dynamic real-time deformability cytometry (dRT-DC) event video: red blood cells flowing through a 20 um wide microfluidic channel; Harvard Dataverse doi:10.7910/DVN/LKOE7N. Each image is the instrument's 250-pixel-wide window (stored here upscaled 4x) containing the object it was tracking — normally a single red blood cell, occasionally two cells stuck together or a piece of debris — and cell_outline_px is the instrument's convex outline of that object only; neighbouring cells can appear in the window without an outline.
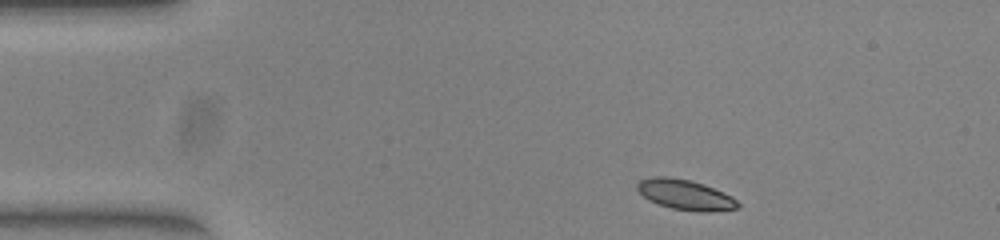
{"species": "common noctule bat (a hibernating species)", "species_latin": "Nyctalus noctula", "temperature_condition": "warm", "stored_images_in_passage": 45, "camera_frame_rate_fps": 3000, "um_per_image_px": 0.085, "animal": {"sex": "female", "body_mass_g": 23.0, "forearm_length_mm": 53.4}, "frame": {"image": 1, "passage_image": 1, "time_ms": 0.0, "image_size_px": [1000, 240], "cell_outline_px": [[736, 204], [732, 208], [680, 208], [664, 204], [648, 196], [640, 188], [640, 184], [648, 180], [684, 180], [700, 184], [720, 192], [728, 196]], "centroid_in_image_um": [58.29, 16.54], "position_along_channel_um": 26.7, "area_um2": 13.81}}
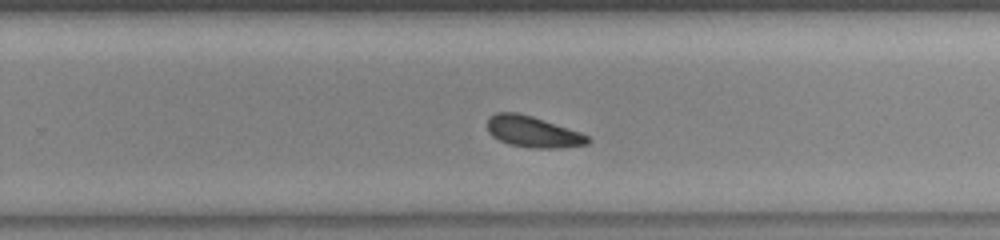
{"frame": {"image": 2, "passage_image": 26, "time_ms": 8.333, "image_size_px": [1000, 240], "cell_outline_px": [[588, 140], [576, 144], [520, 144], [504, 140], [496, 136], [492, 132], [488, 124], [492, 116], [524, 116], [584, 136]], "centroid_in_image_um": [45.17, 11.18], "position_along_channel_um": 284.6, "area_um2": 13.64}}
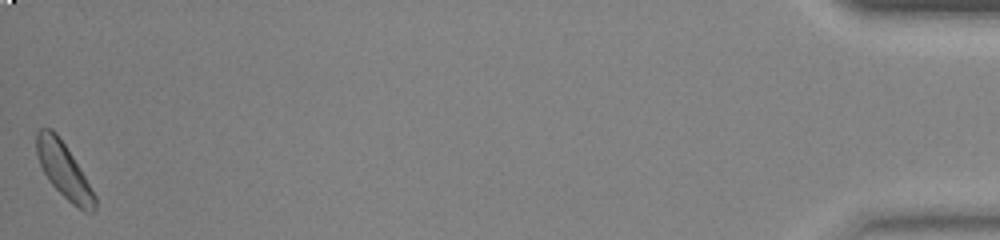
{"frame": {"image": 3, "passage_image": 45, "time_ms": 14.667, "image_size_px": [1000, 240], "cell_outline_px": [[92, 196], [76, 204], [48, 176], [44, 168], [44, 164], [52, 132], [60, 140], [68, 152], [92, 192]], "centroid_in_image_um": [5.56, 14.6], "position_along_channel_um": 429.6, "area_um2": 11.85}, "authors_computed_cell_mechanics": {"area_um2": 13.9298, "velocity_mm_per_s": 3.8785, "shape_relaxation_time_tau1_ms": 2.3999, "shape_relaxation_time_tau2_ms": 6.3446, "deformation_change_tau1": 0.0825, "deformation_change_tau2": 0.1338}}